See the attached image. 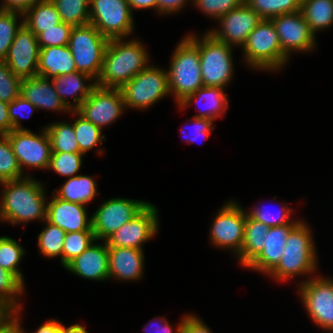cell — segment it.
Instances as JSON below:
<instances>
[{
    "mask_svg": "<svg viewBox=\"0 0 333 333\" xmlns=\"http://www.w3.org/2000/svg\"><path fill=\"white\" fill-rule=\"evenodd\" d=\"M0 220L12 225L31 220H45L47 202L43 185L29 175L1 182Z\"/></svg>",
    "mask_w": 333,
    "mask_h": 333,
    "instance_id": "cell-1",
    "label": "cell"
},
{
    "mask_svg": "<svg viewBox=\"0 0 333 333\" xmlns=\"http://www.w3.org/2000/svg\"><path fill=\"white\" fill-rule=\"evenodd\" d=\"M148 52L136 39H110L96 86L120 89L148 66Z\"/></svg>",
    "mask_w": 333,
    "mask_h": 333,
    "instance_id": "cell-2",
    "label": "cell"
},
{
    "mask_svg": "<svg viewBox=\"0 0 333 333\" xmlns=\"http://www.w3.org/2000/svg\"><path fill=\"white\" fill-rule=\"evenodd\" d=\"M311 234L308 225L300 221L289 232L281 260L268 275L285 281L296 275L314 273L317 257Z\"/></svg>",
    "mask_w": 333,
    "mask_h": 333,
    "instance_id": "cell-3",
    "label": "cell"
},
{
    "mask_svg": "<svg viewBox=\"0 0 333 333\" xmlns=\"http://www.w3.org/2000/svg\"><path fill=\"white\" fill-rule=\"evenodd\" d=\"M167 73L170 93L178 104L204 86L198 47L187 36L174 50Z\"/></svg>",
    "mask_w": 333,
    "mask_h": 333,
    "instance_id": "cell-4",
    "label": "cell"
},
{
    "mask_svg": "<svg viewBox=\"0 0 333 333\" xmlns=\"http://www.w3.org/2000/svg\"><path fill=\"white\" fill-rule=\"evenodd\" d=\"M187 37L198 47L204 87H226L233 74L232 46L214 38L210 33L197 38Z\"/></svg>",
    "mask_w": 333,
    "mask_h": 333,
    "instance_id": "cell-5",
    "label": "cell"
},
{
    "mask_svg": "<svg viewBox=\"0 0 333 333\" xmlns=\"http://www.w3.org/2000/svg\"><path fill=\"white\" fill-rule=\"evenodd\" d=\"M245 62L259 70H278L289 58L283 53L272 20L262 19L242 46Z\"/></svg>",
    "mask_w": 333,
    "mask_h": 333,
    "instance_id": "cell-6",
    "label": "cell"
},
{
    "mask_svg": "<svg viewBox=\"0 0 333 333\" xmlns=\"http://www.w3.org/2000/svg\"><path fill=\"white\" fill-rule=\"evenodd\" d=\"M109 39L104 37L91 23L73 26L69 48L73 54L77 71L99 78Z\"/></svg>",
    "mask_w": 333,
    "mask_h": 333,
    "instance_id": "cell-7",
    "label": "cell"
},
{
    "mask_svg": "<svg viewBox=\"0 0 333 333\" xmlns=\"http://www.w3.org/2000/svg\"><path fill=\"white\" fill-rule=\"evenodd\" d=\"M120 89L125 108L146 109L170 93L168 73L148 65Z\"/></svg>",
    "mask_w": 333,
    "mask_h": 333,
    "instance_id": "cell-8",
    "label": "cell"
},
{
    "mask_svg": "<svg viewBox=\"0 0 333 333\" xmlns=\"http://www.w3.org/2000/svg\"><path fill=\"white\" fill-rule=\"evenodd\" d=\"M90 23L107 39L127 38L134 28L127 0H90Z\"/></svg>",
    "mask_w": 333,
    "mask_h": 333,
    "instance_id": "cell-9",
    "label": "cell"
},
{
    "mask_svg": "<svg viewBox=\"0 0 333 333\" xmlns=\"http://www.w3.org/2000/svg\"><path fill=\"white\" fill-rule=\"evenodd\" d=\"M149 202L112 198L104 202L91 217L96 240L105 241L125 223L137 216Z\"/></svg>",
    "mask_w": 333,
    "mask_h": 333,
    "instance_id": "cell-10",
    "label": "cell"
},
{
    "mask_svg": "<svg viewBox=\"0 0 333 333\" xmlns=\"http://www.w3.org/2000/svg\"><path fill=\"white\" fill-rule=\"evenodd\" d=\"M303 305L320 328L333 331V280L321 277L299 285Z\"/></svg>",
    "mask_w": 333,
    "mask_h": 333,
    "instance_id": "cell-11",
    "label": "cell"
},
{
    "mask_svg": "<svg viewBox=\"0 0 333 333\" xmlns=\"http://www.w3.org/2000/svg\"><path fill=\"white\" fill-rule=\"evenodd\" d=\"M246 212L234 201L225 204L216 215L210 238L214 246L230 248L237 256L244 240Z\"/></svg>",
    "mask_w": 333,
    "mask_h": 333,
    "instance_id": "cell-12",
    "label": "cell"
},
{
    "mask_svg": "<svg viewBox=\"0 0 333 333\" xmlns=\"http://www.w3.org/2000/svg\"><path fill=\"white\" fill-rule=\"evenodd\" d=\"M23 173V167L48 169L51 157V142L45 128L41 135L28 129L12 130L5 134Z\"/></svg>",
    "mask_w": 333,
    "mask_h": 333,
    "instance_id": "cell-13",
    "label": "cell"
},
{
    "mask_svg": "<svg viewBox=\"0 0 333 333\" xmlns=\"http://www.w3.org/2000/svg\"><path fill=\"white\" fill-rule=\"evenodd\" d=\"M124 109L121 89L96 86L76 111L102 130L103 126L117 120Z\"/></svg>",
    "mask_w": 333,
    "mask_h": 333,
    "instance_id": "cell-14",
    "label": "cell"
},
{
    "mask_svg": "<svg viewBox=\"0 0 333 333\" xmlns=\"http://www.w3.org/2000/svg\"><path fill=\"white\" fill-rule=\"evenodd\" d=\"M158 210L149 203L137 216L111 234L105 242L108 247L141 249L158 231Z\"/></svg>",
    "mask_w": 333,
    "mask_h": 333,
    "instance_id": "cell-15",
    "label": "cell"
},
{
    "mask_svg": "<svg viewBox=\"0 0 333 333\" xmlns=\"http://www.w3.org/2000/svg\"><path fill=\"white\" fill-rule=\"evenodd\" d=\"M282 47L289 58L291 51H310L315 47V34L311 31L301 10L271 19Z\"/></svg>",
    "mask_w": 333,
    "mask_h": 333,
    "instance_id": "cell-16",
    "label": "cell"
},
{
    "mask_svg": "<svg viewBox=\"0 0 333 333\" xmlns=\"http://www.w3.org/2000/svg\"><path fill=\"white\" fill-rule=\"evenodd\" d=\"M39 50L36 35L23 24L16 32L4 62L21 79L38 76Z\"/></svg>",
    "mask_w": 333,
    "mask_h": 333,
    "instance_id": "cell-17",
    "label": "cell"
},
{
    "mask_svg": "<svg viewBox=\"0 0 333 333\" xmlns=\"http://www.w3.org/2000/svg\"><path fill=\"white\" fill-rule=\"evenodd\" d=\"M220 22V30H210L217 40L230 46H243L253 31L262 21L260 15L251 9L245 2L217 19Z\"/></svg>",
    "mask_w": 333,
    "mask_h": 333,
    "instance_id": "cell-18",
    "label": "cell"
},
{
    "mask_svg": "<svg viewBox=\"0 0 333 333\" xmlns=\"http://www.w3.org/2000/svg\"><path fill=\"white\" fill-rule=\"evenodd\" d=\"M47 204L46 220L66 233L92 230L91 218L87 217L85 210L86 205L64 201L55 195Z\"/></svg>",
    "mask_w": 333,
    "mask_h": 333,
    "instance_id": "cell-19",
    "label": "cell"
},
{
    "mask_svg": "<svg viewBox=\"0 0 333 333\" xmlns=\"http://www.w3.org/2000/svg\"><path fill=\"white\" fill-rule=\"evenodd\" d=\"M94 243L64 268L86 279L104 281L109 278L108 246L105 241L101 245Z\"/></svg>",
    "mask_w": 333,
    "mask_h": 333,
    "instance_id": "cell-20",
    "label": "cell"
},
{
    "mask_svg": "<svg viewBox=\"0 0 333 333\" xmlns=\"http://www.w3.org/2000/svg\"><path fill=\"white\" fill-rule=\"evenodd\" d=\"M296 225L270 227L265 234L263 250L246 268L269 274L280 262L289 232Z\"/></svg>",
    "mask_w": 333,
    "mask_h": 333,
    "instance_id": "cell-21",
    "label": "cell"
},
{
    "mask_svg": "<svg viewBox=\"0 0 333 333\" xmlns=\"http://www.w3.org/2000/svg\"><path fill=\"white\" fill-rule=\"evenodd\" d=\"M20 95L37 109L71 111L57 94L52 79H45L41 76L24 78L21 80Z\"/></svg>",
    "mask_w": 333,
    "mask_h": 333,
    "instance_id": "cell-22",
    "label": "cell"
},
{
    "mask_svg": "<svg viewBox=\"0 0 333 333\" xmlns=\"http://www.w3.org/2000/svg\"><path fill=\"white\" fill-rule=\"evenodd\" d=\"M109 278L125 281L138 280L144 267V253L141 249L108 247Z\"/></svg>",
    "mask_w": 333,
    "mask_h": 333,
    "instance_id": "cell-23",
    "label": "cell"
},
{
    "mask_svg": "<svg viewBox=\"0 0 333 333\" xmlns=\"http://www.w3.org/2000/svg\"><path fill=\"white\" fill-rule=\"evenodd\" d=\"M73 54L68 45L40 48L38 59V76L45 79L76 72Z\"/></svg>",
    "mask_w": 333,
    "mask_h": 333,
    "instance_id": "cell-24",
    "label": "cell"
},
{
    "mask_svg": "<svg viewBox=\"0 0 333 333\" xmlns=\"http://www.w3.org/2000/svg\"><path fill=\"white\" fill-rule=\"evenodd\" d=\"M89 74L83 72H73L67 75H61L52 79L55 90L61 100L64 102L66 106H68L71 110H76L90 95L91 91L96 87V81L91 83L90 80H93ZM90 81L89 84L85 85L84 81ZM79 93V96L76 95ZM71 95V99L73 98V105L68 102L67 96Z\"/></svg>",
    "mask_w": 333,
    "mask_h": 333,
    "instance_id": "cell-25",
    "label": "cell"
},
{
    "mask_svg": "<svg viewBox=\"0 0 333 333\" xmlns=\"http://www.w3.org/2000/svg\"><path fill=\"white\" fill-rule=\"evenodd\" d=\"M193 102H204V110H199L200 114L195 115L197 118H206L214 121L215 118H219L227 110L228 98L224 93L223 88L220 87H201L195 93L187 96L182 100L178 106L179 108H185L191 105ZM191 103V104H190ZM200 106V105H199Z\"/></svg>",
    "mask_w": 333,
    "mask_h": 333,
    "instance_id": "cell-26",
    "label": "cell"
},
{
    "mask_svg": "<svg viewBox=\"0 0 333 333\" xmlns=\"http://www.w3.org/2000/svg\"><path fill=\"white\" fill-rule=\"evenodd\" d=\"M270 227L246 214L244 240L237 255L241 265L247 267L263 250L265 234Z\"/></svg>",
    "mask_w": 333,
    "mask_h": 333,
    "instance_id": "cell-27",
    "label": "cell"
},
{
    "mask_svg": "<svg viewBox=\"0 0 333 333\" xmlns=\"http://www.w3.org/2000/svg\"><path fill=\"white\" fill-rule=\"evenodd\" d=\"M23 24L36 36L61 23L56 5L51 0L36 3L23 14Z\"/></svg>",
    "mask_w": 333,
    "mask_h": 333,
    "instance_id": "cell-28",
    "label": "cell"
},
{
    "mask_svg": "<svg viewBox=\"0 0 333 333\" xmlns=\"http://www.w3.org/2000/svg\"><path fill=\"white\" fill-rule=\"evenodd\" d=\"M96 193L97 186L94 178L86 175H77L70 177L58 190L57 194L52 193V195L64 201L87 205L95 197Z\"/></svg>",
    "mask_w": 333,
    "mask_h": 333,
    "instance_id": "cell-29",
    "label": "cell"
},
{
    "mask_svg": "<svg viewBox=\"0 0 333 333\" xmlns=\"http://www.w3.org/2000/svg\"><path fill=\"white\" fill-rule=\"evenodd\" d=\"M301 12L314 34L333 24V0H302Z\"/></svg>",
    "mask_w": 333,
    "mask_h": 333,
    "instance_id": "cell-30",
    "label": "cell"
},
{
    "mask_svg": "<svg viewBox=\"0 0 333 333\" xmlns=\"http://www.w3.org/2000/svg\"><path fill=\"white\" fill-rule=\"evenodd\" d=\"M51 142V152L80 153L73 123L57 122L45 127Z\"/></svg>",
    "mask_w": 333,
    "mask_h": 333,
    "instance_id": "cell-31",
    "label": "cell"
},
{
    "mask_svg": "<svg viewBox=\"0 0 333 333\" xmlns=\"http://www.w3.org/2000/svg\"><path fill=\"white\" fill-rule=\"evenodd\" d=\"M24 285L14 274L0 266V305L8 312L21 310L17 296L22 295Z\"/></svg>",
    "mask_w": 333,
    "mask_h": 333,
    "instance_id": "cell-32",
    "label": "cell"
},
{
    "mask_svg": "<svg viewBox=\"0 0 333 333\" xmlns=\"http://www.w3.org/2000/svg\"><path fill=\"white\" fill-rule=\"evenodd\" d=\"M58 10L61 22L72 26L90 23V0H51Z\"/></svg>",
    "mask_w": 333,
    "mask_h": 333,
    "instance_id": "cell-33",
    "label": "cell"
},
{
    "mask_svg": "<svg viewBox=\"0 0 333 333\" xmlns=\"http://www.w3.org/2000/svg\"><path fill=\"white\" fill-rule=\"evenodd\" d=\"M262 19L271 20L279 15L301 10L302 0H244Z\"/></svg>",
    "mask_w": 333,
    "mask_h": 333,
    "instance_id": "cell-34",
    "label": "cell"
},
{
    "mask_svg": "<svg viewBox=\"0 0 333 333\" xmlns=\"http://www.w3.org/2000/svg\"><path fill=\"white\" fill-rule=\"evenodd\" d=\"M71 112L79 116L75 122H73V128L79 151L85 155L88 150L102 143L105 136L101 134L102 130L99 127L82 117L76 110H71Z\"/></svg>",
    "mask_w": 333,
    "mask_h": 333,
    "instance_id": "cell-35",
    "label": "cell"
},
{
    "mask_svg": "<svg viewBox=\"0 0 333 333\" xmlns=\"http://www.w3.org/2000/svg\"><path fill=\"white\" fill-rule=\"evenodd\" d=\"M44 221L47 224L38 236V246L41 254L47 258L61 257L60 262L62 264V251L66 232L46 219Z\"/></svg>",
    "mask_w": 333,
    "mask_h": 333,
    "instance_id": "cell-36",
    "label": "cell"
},
{
    "mask_svg": "<svg viewBox=\"0 0 333 333\" xmlns=\"http://www.w3.org/2000/svg\"><path fill=\"white\" fill-rule=\"evenodd\" d=\"M95 241L97 242L93 230L66 233L62 251V265L65 267Z\"/></svg>",
    "mask_w": 333,
    "mask_h": 333,
    "instance_id": "cell-37",
    "label": "cell"
},
{
    "mask_svg": "<svg viewBox=\"0 0 333 333\" xmlns=\"http://www.w3.org/2000/svg\"><path fill=\"white\" fill-rule=\"evenodd\" d=\"M25 253L20 242L17 243L16 240L10 237H0V266L14 274L23 284V275L17 266H19V262Z\"/></svg>",
    "mask_w": 333,
    "mask_h": 333,
    "instance_id": "cell-38",
    "label": "cell"
},
{
    "mask_svg": "<svg viewBox=\"0 0 333 333\" xmlns=\"http://www.w3.org/2000/svg\"><path fill=\"white\" fill-rule=\"evenodd\" d=\"M23 177L22 170L18 163L17 157L13 153V149L9 138L5 134L0 135V183L21 179Z\"/></svg>",
    "mask_w": 333,
    "mask_h": 333,
    "instance_id": "cell-39",
    "label": "cell"
},
{
    "mask_svg": "<svg viewBox=\"0 0 333 333\" xmlns=\"http://www.w3.org/2000/svg\"><path fill=\"white\" fill-rule=\"evenodd\" d=\"M18 15L23 16L19 12L0 10V61H4L7 57L16 32L23 25V21L17 25Z\"/></svg>",
    "mask_w": 333,
    "mask_h": 333,
    "instance_id": "cell-40",
    "label": "cell"
},
{
    "mask_svg": "<svg viewBox=\"0 0 333 333\" xmlns=\"http://www.w3.org/2000/svg\"><path fill=\"white\" fill-rule=\"evenodd\" d=\"M82 153L52 152L48 169L62 176L74 177L82 164Z\"/></svg>",
    "mask_w": 333,
    "mask_h": 333,
    "instance_id": "cell-41",
    "label": "cell"
},
{
    "mask_svg": "<svg viewBox=\"0 0 333 333\" xmlns=\"http://www.w3.org/2000/svg\"><path fill=\"white\" fill-rule=\"evenodd\" d=\"M72 28V25L61 22L45 29L36 36L39 48L68 45Z\"/></svg>",
    "mask_w": 333,
    "mask_h": 333,
    "instance_id": "cell-42",
    "label": "cell"
},
{
    "mask_svg": "<svg viewBox=\"0 0 333 333\" xmlns=\"http://www.w3.org/2000/svg\"><path fill=\"white\" fill-rule=\"evenodd\" d=\"M21 80L4 61H0V100L10 103L16 99L21 92Z\"/></svg>",
    "mask_w": 333,
    "mask_h": 333,
    "instance_id": "cell-43",
    "label": "cell"
},
{
    "mask_svg": "<svg viewBox=\"0 0 333 333\" xmlns=\"http://www.w3.org/2000/svg\"><path fill=\"white\" fill-rule=\"evenodd\" d=\"M278 212L279 213L277 214H273V212L268 211V209L266 210L264 207H254V209L252 208L250 212H247V215L269 227L282 226L285 224H298L300 222V220H292L291 222V209H288L287 205L281 208Z\"/></svg>",
    "mask_w": 333,
    "mask_h": 333,
    "instance_id": "cell-44",
    "label": "cell"
},
{
    "mask_svg": "<svg viewBox=\"0 0 333 333\" xmlns=\"http://www.w3.org/2000/svg\"><path fill=\"white\" fill-rule=\"evenodd\" d=\"M244 0H193V4L207 16L218 19L229 11L238 8Z\"/></svg>",
    "mask_w": 333,
    "mask_h": 333,
    "instance_id": "cell-45",
    "label": "cell"
},
{
    "mask_svg": "<svg viewBox=\"0 0 333 333\" xmlns=\"http://www.w3.org/2000/svg\"><path fill=\"white\" fill-rule=\"evenodd\" d=\"M34 109L37 108L21 95L10 102L8 110L10 122L12 123V130L26 129L21 126L19 119L23 117L26 118L28 115L30 117Z\"/></svg>",
    "mask_w": 333,
    "mask_h": 333,
    "instance_id": "cell-46",
    "label": "cell"
},
{
    "mask_svg": "<svg viewBox=\"0 0 333 333\" xmlns=\"http://www.w3.org/2000/svg\"><path fill=\"white\" fill-rule=\"evenodd\" d=\"M193 124H194V134L190 133L189 139H186V141H189L190 143H194L197 141L199 136H202L203 139H207L209 134L212 132L213 127V120L206 119V118H197L193 117ZM182 134L185 136L186 132L181 129ZM187 136V135H186Z\"/></svg>",
    "mask_w": 333,
    "mask_h": 333,
    "instance_id": "cell-47",
    "label": "cell"
},
{
    "mask_svg": "<svg viewBox=\"0 0 333 333\" xmlns=\"http://www.w3.org/2000/svg\"><path fill=\"white\" fill-rule=\"evenodd\" d=\"M181 333H212L202 320L192 314L184 315Z\"/></svg>",
    "mask_w": 333,
    "mask_h": 333,
    "instance_id": "cell-48",
    "label": "cell"
},
{
    "mask_svg": "<svg viewBox=\"0 0 333 333\" xmlns=\"http://www.w3.org/2000/svg\"><path fill=\"white\" fill-rule=\"evenodd\" d=\"M19 311L8 312L0 320V333H21Z\"/></svg>",
    "mask_w": 333,
    "mask_h": 333,
    "instance_id": "cell-49",
    "label": "cell"
},
{
    "mask_svg": "<svg viewBox=\"0 0 333 333\" xmlns=\"http://www.w3.org/2000/svg\"><path fill=\"white\" fill-rule=\"evenodd\" d=\"M44 0H4L0 10L24 14L29 8Z\"/></svg>",
    "mask_w": 333,
    "mask_h": 333,
    "instance_id": "cell-50",
    "label": "cell"
},
{
    "mask_svg": "<svg viewBox=\"0 0 333 333\" xmlns=\"http://www.w3.org/2000/svg\"><path fill=\"white\" fill-rule=\"evenodd\" d=\"M188 0H158V12L161 14H169L178 12L184 7Z\"/></svg>",
    "mask_w": 333,
    "mask_h": 333,
    "instance_id": "cell-51",
    "label": "cell"
},
{
    "mask_svg": "<svg viewBox=\"0 0 333 333\" xmlns=\"http://www.w3.org/2000/svg\"><path fill=\"white\" fill-rule=\"evenodd\" d=\"M8 105L9 103L0 100V135L7 134L12 131Z\"/></svg>",
    "mask_w": 333,
    "mask_h": 333,
    "instance_id": "cell-52",
    "label": "cell"
},
{
    "mask_svg": "<svg viewBox=\"0 0 333 333\" xmlns=\"http://www.w3.org/2000/svg\"><path fill=\"white\" fill-rule=\"evenodd\" d=\"M184 318H182L181 322L178 324V327L177 329L174 331L175 333H181V328H182V321H183ZM160 322H162L163 324L162 325H159L158 323L160 322H155V324L157 325L156 327H154L156 330H155V333H174L171 326H170V323L167 321V319L165 320L164 317H161L158 319ZM161 324V323H160ZM154 325V321L151 322L147 325L148 327L152 328ZM153 328V329H154ZM146 329V328H145ZM147 332V331H146ZM149 333H151V329H149Z\"/></svg>",
    "mask_w": 333,
    "mask_h": 333,
    "instance_id": "cell-53",
    "label": "cell"
},
{
    "mask_svg": "<svg viewBox=\"0 0 333 333\" xmlns=\"http://www.w3.org/2000/svg\"><path fill=\"white\" fill-rule=\"evenodd\" d=\"M21 333H25L23 329H21ZM35 333H63V324L54 319L48 320L43 323Z\"/></svg>",
    "mask_w": 333,
    "mask_h": 333,
    "instance_id": "cell-54",
    "label": "cell"
},
{
    "mask_svg": "<svg viewBox=\"0 0 333 333\" xmlns=\"http://www.w3.org/2000/svg\"><path fill=\"white\" fill-rule=\"evenodd\" d=\"M133 12L134 9L155 8L158 10V0H127Z\"/></svg>",
    "mask_w": 333,
    "mask_h": 333,
    "instance_id": "cell-55",
    "label": "cell"
},
{
    "mask_svg": "<svg viewBox=\"0 0 333 333\" xmlns=\"http://www.w3.org/2000/svg\"><path fill=\"white\" fill-rule=\"evenodd\" d=\"M63 333H88L86 329L80 324H74L69 327L63 325Z\"/></svg>",
    "mask_w": 333,
    "mask_h": 333,
    "instance_id": "cell-56",
    "label": "cell"
},
{
    "mask_svg": "<svg viewBox=\"0 0 333 333\" xmlns=\"http://www.w3.org/2000/svg\"><path fill=\"white\" fill-rule=\"evenodd\" d=\"M8 313V311L0 305V320Z\"/></svg>",
    "mask_w": 333,
    "mask_h": 333,
    "instance_id": "cell-57",
    "label": "cell"
}]
</instances>
